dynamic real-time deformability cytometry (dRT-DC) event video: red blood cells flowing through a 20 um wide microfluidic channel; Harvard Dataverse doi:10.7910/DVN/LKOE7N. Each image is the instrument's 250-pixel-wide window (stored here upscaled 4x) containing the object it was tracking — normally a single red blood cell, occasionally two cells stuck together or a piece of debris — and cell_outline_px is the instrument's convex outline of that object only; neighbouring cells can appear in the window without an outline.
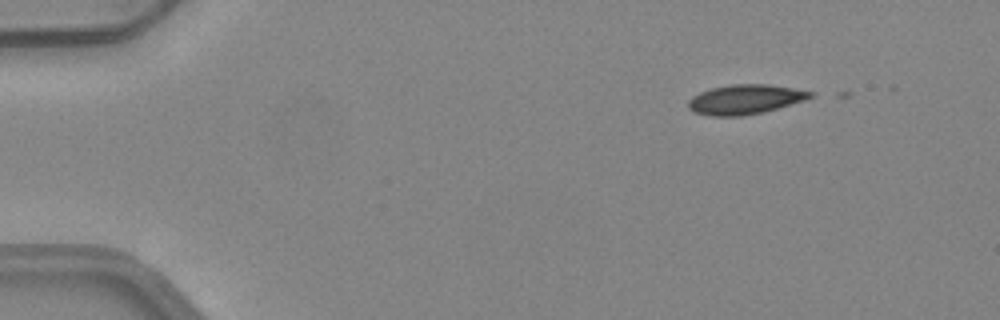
{"species": "common noctule bat (a hibernating species)", "species_latin": "Nyctalus noctula", "temperature_condition": "warm", "stored_images_in_passage": 2, "camera_frame_rate_fps": 3000, "um_per_image_px": 0.085, "animal": {"sex": "female", "body_mass_g": 24.6, "forearm_length_mm": 56.2}, "frame": {"image": 1, "passage_image": 1, "time_ms": 0.0, "image_size_px": [1000, 320], "cell_outline_px": [[816, 92], [812, 96], [804, 100], [764, 112], [744, 116], [712, 116], [692, 112], [688, 108], [688, 100], [692, 96], [700, 92], [712, 88], [732, 84], [768, 84]], "centroid_in_image_um": [63.31, 8.45], "position_along_channel_um": 21.7, "area_um2": 21.1}}